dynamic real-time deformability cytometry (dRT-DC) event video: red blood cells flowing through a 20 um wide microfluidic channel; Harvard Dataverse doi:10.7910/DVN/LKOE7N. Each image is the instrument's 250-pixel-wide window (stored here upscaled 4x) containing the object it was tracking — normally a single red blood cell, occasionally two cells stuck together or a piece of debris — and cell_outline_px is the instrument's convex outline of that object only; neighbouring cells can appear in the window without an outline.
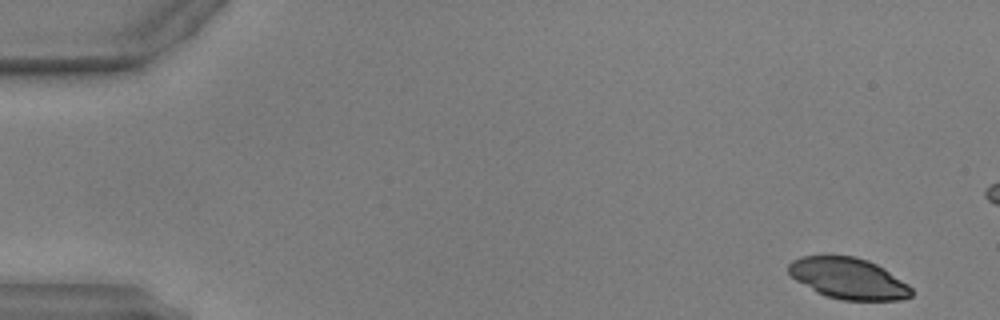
{"species": "common noctule bat (a hibernating species)", "species_latin": "Nyctalus noctula", "temperature_condition": "warm", "stored_images_in_passage": 51, "camera_frame_rate_fps": 3000, "um_per_image_px": 0.085, "animal": {"sex": "male", "body_mass_g": 17.9, "forearm_length_mm": 54.2}, "frame": {"image": 1, "passage_image": 2, "time_ms": 0.333, "image_size_px": [1000, 320], "cell_outline_px": [[912, 296], [904, 300], [840, 300], [824, 296], [816, 292], [796, 280], [788, 272], [788, 264], [792, 260], [800, 256], [824, 252], [856, 256], [868, 260], [884, 268], [908, 284], [912, 288]], "centroid_in_image_um": [72.07, 23.62], "position_along_channel_um": 12.9, "area_um2": 30.4}}